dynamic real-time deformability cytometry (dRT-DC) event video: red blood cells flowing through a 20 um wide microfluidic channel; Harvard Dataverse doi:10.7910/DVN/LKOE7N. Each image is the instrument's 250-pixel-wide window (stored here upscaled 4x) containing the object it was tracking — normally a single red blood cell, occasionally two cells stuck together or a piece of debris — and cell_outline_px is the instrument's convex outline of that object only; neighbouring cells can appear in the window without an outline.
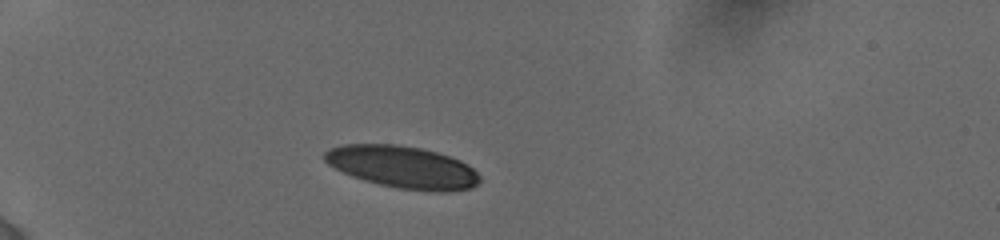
{"species": "human", "species_latin": "Homo sapiens", "temperature_condition": "cold", "stored_images_in_passage": 28, "camera_frame_rate_fps": 3000, "um_per_image_px": 0.085, "donor": {"sex": "female"}, "frame": {"image": 1, "passage_image": 1, "time_ms": 0.0, "image_size_px": [1000, 240], "cell_outline_px": [[480, 180], [472, 188], [452, 192], [436, 192], [400, 188], [380, 184], [364, 180], [352, 176], [328, 164], [324, 160], [324, 152], [328, 148], [344, 144], [400, 144], [420, 148], [436, 152], [460, 160], [468, 164], [480, 176]], "centroid_in_image_um": [34.24, 14.2], "position_along_channel_um": 50.8, "area_um2": 38.15}}
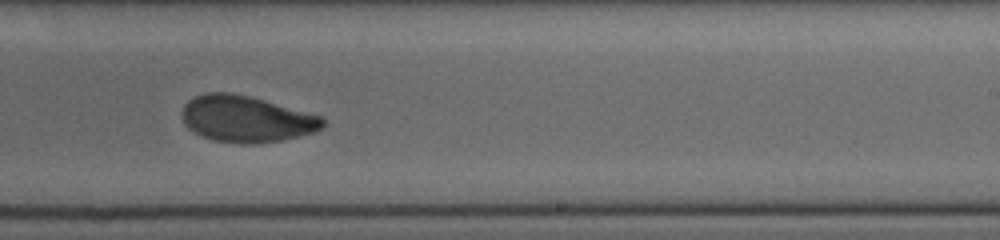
{"frame": {"image": 2, "passage_image": 15, "time_ms": 6.667, "image_size_px": [1000, 240], "cell_outline_px": [[324, 128], [316, 132], [280, 140], [256, 144], [240, 144], [212, 140], [200, 136], [188, 128], [184, 124], [180, 116], [180, 112], [184, 104], [188, 100], [196, 96], [208, 92], [232, 92], [264, 100], [320, 116], [324, 120]], "centroid_in_image_um": [20.88, 10.12], "position_along_channel_um": 268.1, "area_um2": 38.26}}
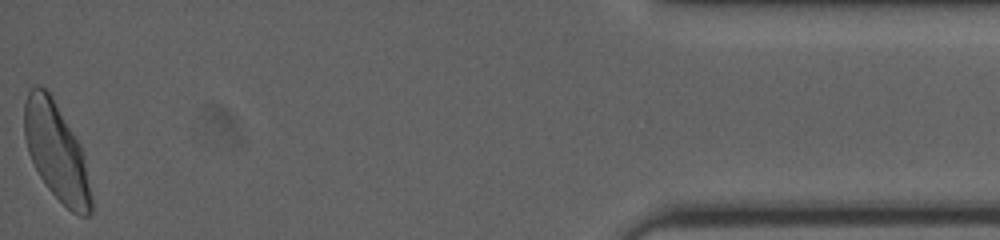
{"frame": {"image": 3, "passage_image": 28, "time_ms": 12.667, "image_size_px": [1000, 240], "cell_outline_px": [[92, 212], [88, 216], [80, 216], [72, 212], [48, 188], [40, 176], [28, 152], [24, 136], [24, 104], [28, 92], [32, 84], [36, 84], [44, 88], [52, 96], [80, 144], [84, 160], [92, 200]], "centroid_in_image_um": [4.77, 12.87], "position_along_channel_um": 430.4, "area_um2": 37.45}, "authors_computed_cell_mechanics": {"area_um2": 38.2058, "velocity_mm_per_s": 3.8558, "shape_relaxation_time_tau1_ms": 5.6223, "shape_relaxation_time_tau2_ms": 2.4642, "deformation_change_tau1": 0.1723, "deformation_change_tau2": 0.0619}}